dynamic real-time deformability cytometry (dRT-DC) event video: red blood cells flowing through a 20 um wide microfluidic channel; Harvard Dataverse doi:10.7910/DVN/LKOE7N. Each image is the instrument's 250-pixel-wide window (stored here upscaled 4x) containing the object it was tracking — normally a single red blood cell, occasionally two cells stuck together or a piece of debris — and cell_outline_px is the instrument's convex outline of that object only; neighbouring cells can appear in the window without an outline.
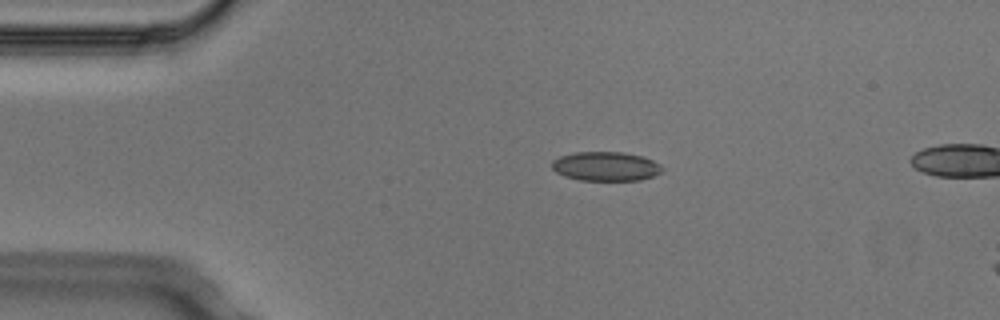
{"species": "Egyptian fruit bat (a non-hibernating species)", "species_latin": "Rousettus aegyptiacus", "temperature_condition": "cold", "stored_images_in_passage": 3, "camera_frame_rate_fps": 3000, "um_per_image_px": 0.085, "animal": {"sex": "male"}, "frame": {"image": 1, "passage_image": 2, "time_ms": 0.333, "image_size_px": [1000, 320], "cell_outline_px": [[664, 168], [660, 172], [652, 176], [640, 180], [580, 180], [564, 176], [556, 172], [552, 168], [552, 160], [560, 156], [576, 152], [624, 152], [644, 156], [660, 164]], "centroid_in_image_um": [51.49, 14.13], "position_along_channel_um": 33.5, "area_um2": 18.79}}